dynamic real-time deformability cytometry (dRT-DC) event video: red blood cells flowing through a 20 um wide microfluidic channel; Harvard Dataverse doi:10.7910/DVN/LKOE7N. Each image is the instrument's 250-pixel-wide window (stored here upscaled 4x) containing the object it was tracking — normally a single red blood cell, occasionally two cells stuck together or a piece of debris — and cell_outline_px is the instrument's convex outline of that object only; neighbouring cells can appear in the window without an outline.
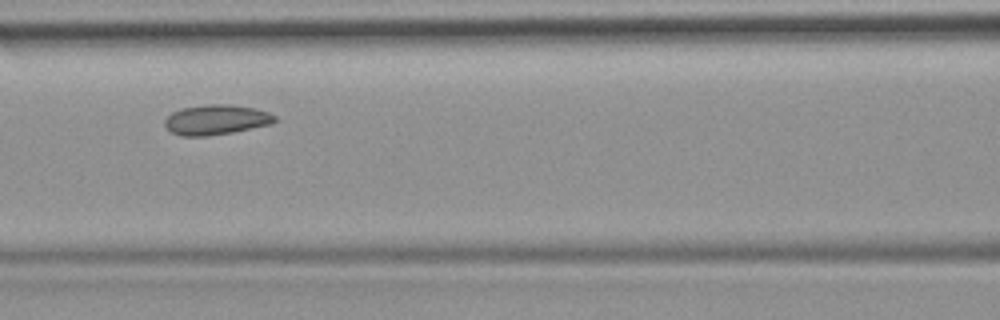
{"species": "common noctule bat (a hibernating species)", "species_latin": "Nyctalus noctula", "temperature_condition": "room temperature", "stored_images_in_passage": 7, "camera_frame_rate_fps": 3000, "um_per_image_px": 0.085, "animal": {"sex": "female", "body_mass_g": 19.9}, "frame": {"image": 1, "passage_image": 5, "time_ms": 4.667, "image_size_px": [1000, 320], "cell_outline_px": [[276, 120], [272, 124], [232, 132], [208, 136], [180, 136], [172, 132], [164, 124], [164, 120], [172, 112], [180, 108], [208, 104], [228, 104], [256, 108], [268, 112], [276, 116]], "centroid_in_image_um": [18.37, 10.17], "position_along_channel_um": 148.2, "area_um2": 19.31}}
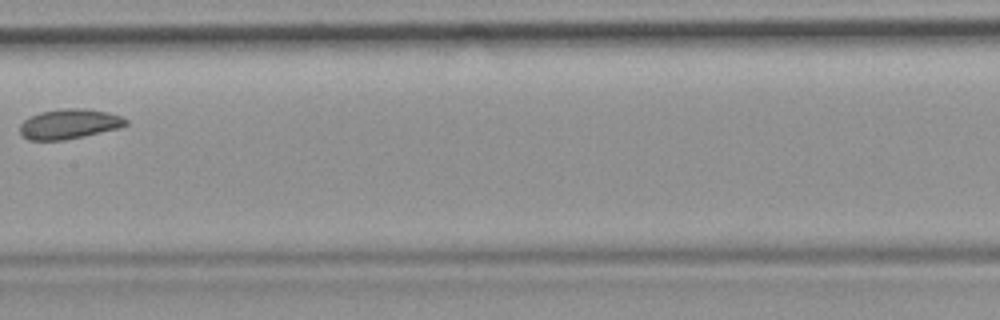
{"frame": {"image": 2, "passage_image": 6, "time_ms": 6.0, "image_size_px": [1000, 320], "cell_outline_px": [[128, 124], [120, 128], [84, 136], [64, 140], [28, 140], [20, 132], [20, 124], [24, 120], [40, 112], [68, 108], [84, 108], [108, 112], [120, 116], [128, 120]], "centroid_in_image_um": [5.91, 10.54], "position_along_channel_um": 201.5, "area_um2": 18.38}}